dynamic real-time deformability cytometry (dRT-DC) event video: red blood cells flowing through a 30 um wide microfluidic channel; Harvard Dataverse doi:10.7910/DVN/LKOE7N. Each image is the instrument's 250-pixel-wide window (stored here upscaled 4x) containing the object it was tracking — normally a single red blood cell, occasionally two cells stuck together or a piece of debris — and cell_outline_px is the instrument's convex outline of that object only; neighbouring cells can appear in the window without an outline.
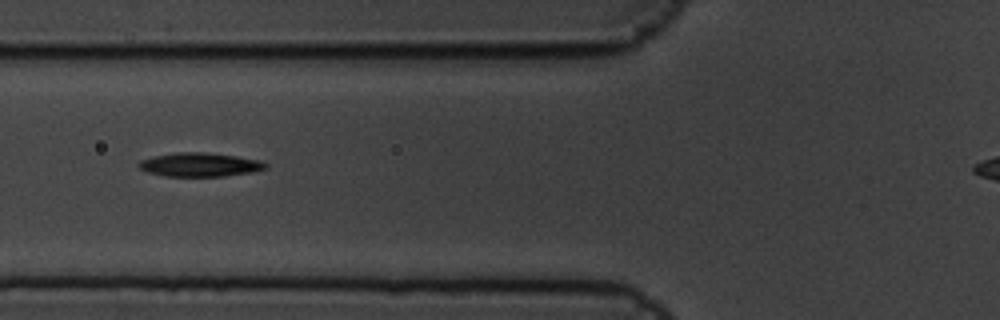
{"species": "common noctule bat (a hibernating species)", "species_latin": "Nyctalus noctula", "temperature_condition": "cold", "stored_images_in_passage": 11, "camera_frame_rate_fps": 3000, "um_per_image_px": 0.085, "animal": {"sex": "male", "body_mass_g": 19.5, "forearm_length_mm": 54.6}, "frame": {"image": 1, "passage_image": 4, "time_ms": 1.0, "image_size_px": [1000, 320], "cell_outline_px": [[268, 168], [252, 172], [224, 176], [164, 176], [148, 172], [140, 168], [136, 164], [140, 160], [156, 156], [176, 152], [200, 152], [236, 156], [260, 160], [268, 164]], "centroid_in_image_um": [17.0, 14.0], "position_along_channel_um": 108.8, "area_um2": 17.51}}
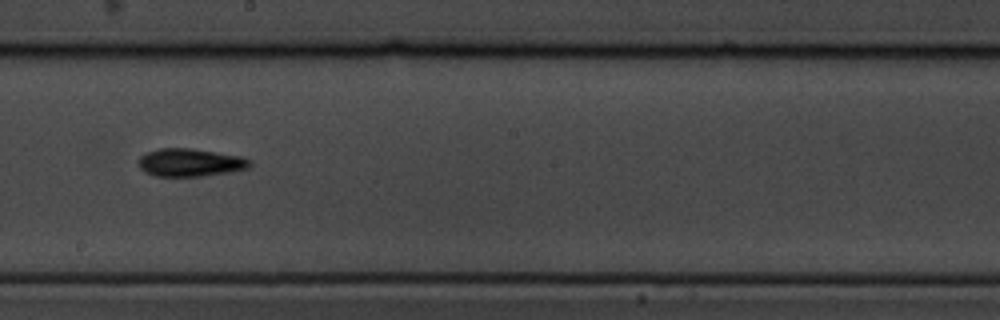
{"frame": {"image": 2, "passage_image": 7, "time_ms": 2.0, "image_size_px": [1000, 320], "cell_outline_px": [[252, 164], [248, 168], [228, 172], [200, 176], [152, 176], [144, 172], [140, 168], [136, 160], [140, 156], [148, 152], [160, 148], [192, 148], [240, 156], [252, 160]], "centroid_in_image_um": [16.13, 13.81], "position_along_channel_um": 232.1, "area_um2": 18.21}}
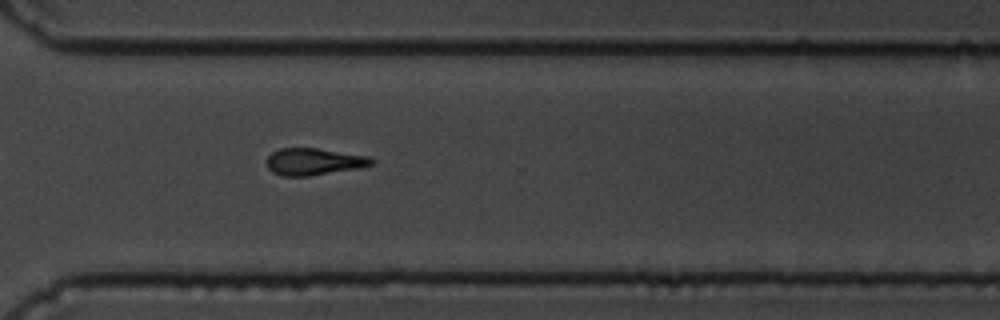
{"frame": {"image": 3, "passage_image": 10, "time_ms": 3.0, "image_size_px": [1000, 320], "cell_outline_px": [[376, 160], [372, 164], [356, 168], [308, 176], [284, 176], [272, 172], [268, 168], [268, 156], [272, 152], [280, 148], [316, 148], [368, 156]], "centroid_in_image_um": [26.66, 13.73], "position_along_channel_um": 343.9, "area_um2": 16.18}}